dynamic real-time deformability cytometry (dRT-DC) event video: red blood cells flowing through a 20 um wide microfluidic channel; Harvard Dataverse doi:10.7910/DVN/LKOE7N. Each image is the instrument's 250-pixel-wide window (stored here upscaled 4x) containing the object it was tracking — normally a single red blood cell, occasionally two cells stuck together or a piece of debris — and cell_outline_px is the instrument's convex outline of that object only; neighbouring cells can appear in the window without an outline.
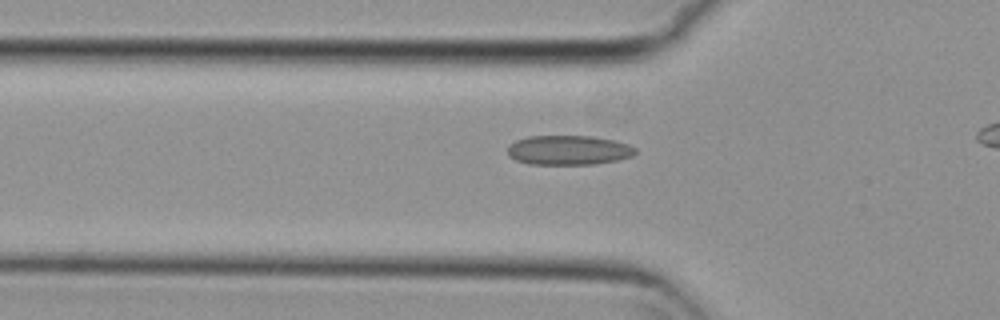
{"species": "common noctule bat (a hibernating species)", "species_latin": "Nyctalus noctula", "temperature_condition": "cold", "stored_images_in_passage": 39, "camera_frame_rate_fps": 3000, "um_per_image_px": 0.085, "animal": {"sex": "female", "body_mass_g": 29.2, "forearm_length_mm": 56.3}, "frame": {"image": 1, "passage_image": 13, "time_ms": 4.0, "image_size_px": [1000, 320], "cell_outline_px": [[636, 152], [632, 156], [616, 160], [592, 164], [528, 164], [516, 160], [508, 156], [508, 144], [516, 140], [528, 136], [592, 136], [616, 140], [628, 144], [636, 148]], "centroid_in_image_um": [48.31, 12.75], "position_along_channel_um": 77.5, "area_um2": 22.08}}
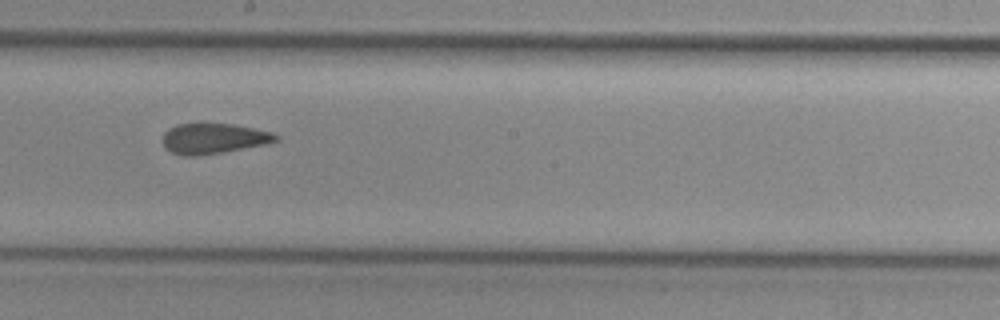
{"frame": {"image": 2, "passage_image": 25, "time_ms": 8.0, "image_size_px": [1000, 320], "cell_outline_px": [[280, 140], [264, 144], [224, 152], [200, 156], [184, 156], [172, 152], [160, 140], [164, 132], [168, 128], [176, 124], [232, 124], [272, 132], [280, 136]], "centroid_in_image_um": [18.14, 11.78], "position_along_channel_um": 230.1, "area_um2": 20.06}}
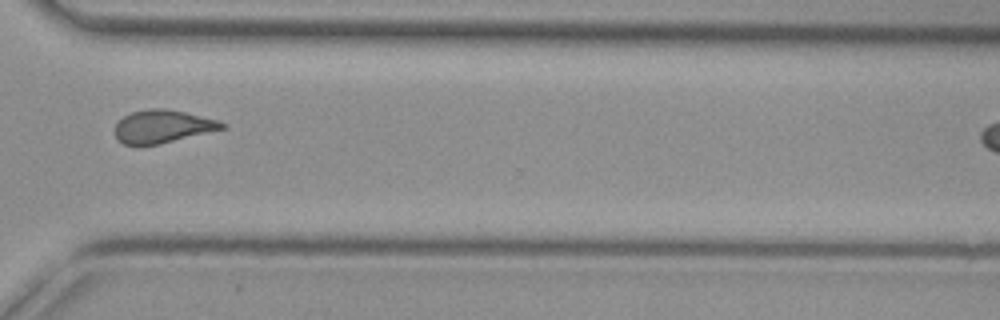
{"frame": {"image": 3, "passage_image": 35, "time_ms": 11.333, "image_size_px": [1000, 320], "cell_outline_px": [[228, 128], [160, 144], [124, 144], [116, 136], [116, 124], [124, 116], [132, 112], [152, 108], [164, 108], [184, 112], [216, 120], [228, 124]], "centroid_in_image_um": [13.88, 10.74], "position_along_channel_um": 356.7, "area_um2": 20.29}}